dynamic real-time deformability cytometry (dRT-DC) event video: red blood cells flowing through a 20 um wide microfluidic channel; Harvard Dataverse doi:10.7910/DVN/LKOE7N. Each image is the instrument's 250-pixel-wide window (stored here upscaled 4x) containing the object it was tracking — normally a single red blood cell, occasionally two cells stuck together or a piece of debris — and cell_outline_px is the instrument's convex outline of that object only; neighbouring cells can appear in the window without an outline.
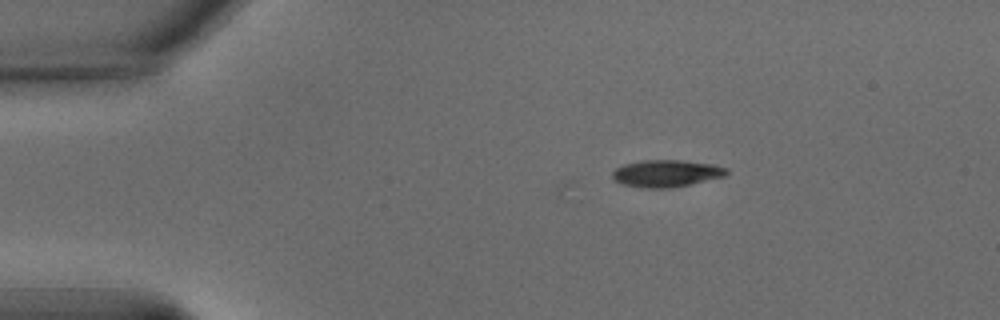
{"species": "common noctule bat (a hibernating species)", "species_latin": "Nyctalus noctula", "temperature_condition": "warm", "stored_images_in_passage": 4, "camera_frame_rate_fps": 3000, "um_per_image_px": 0.085, "animal": {"sex": "male", "body_mass_g": 15.6}, "frame": {"image": 1, "passage_image": 4, "time_ms": 1.0, "image_size_px": [1000, 320], "cell_outline_px": [[728, 172], [724, 176], [692, 184], [668, 188], [640, 188], [620, 184], [612, 180], [612, 172], [616, 168], [624, 164], [640, 160], [684, 160], [712, 164], [728, 168]], "centroid_in_image_um": [56.59, 14.74], "position_along_channel_um": 28.4, "area_um2": 18.26}}